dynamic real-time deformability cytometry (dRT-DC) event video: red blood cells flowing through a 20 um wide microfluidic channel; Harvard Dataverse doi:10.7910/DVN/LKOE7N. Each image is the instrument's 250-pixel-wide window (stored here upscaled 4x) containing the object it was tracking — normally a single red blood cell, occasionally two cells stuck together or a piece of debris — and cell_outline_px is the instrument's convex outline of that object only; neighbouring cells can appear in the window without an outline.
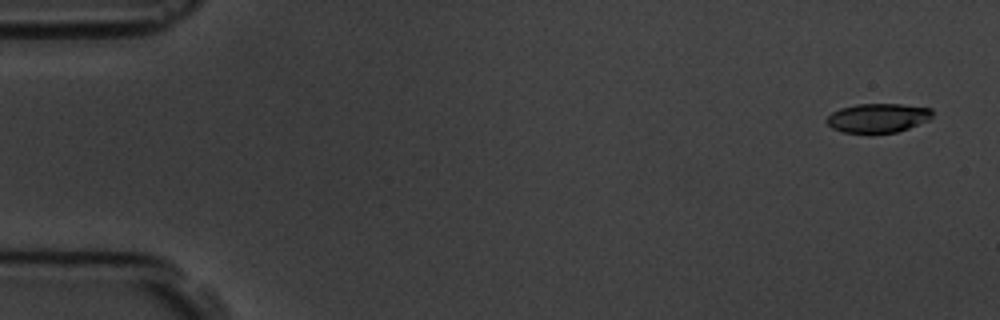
{"species": "common noctule bat (a hibernating species)", "species_latin": "Nyctalus noctula", "temperature_condition": "room temperature", "stored_images_in_passage": 6, "camera_frame_rate_fps": 3000, "um_per_image_px": 0.085, "animal": {"sex": "male", "body_mass_g": 19.5, "forearm_length_mm": 54.6}, "frame": {"image": 1, "passage_image": 1, "time_ms": 0.0, "image_size_px": [1000, 320], "cell_outline_px": [[932, 116], [928, 120], [908, 128], [896, 132], [844, 132], [832, 128], [824, 120], [832, 112], [840, 108], [856, 104], [900, 104], [932, 108]], "centroid_in_image_um": [74.6, 10.01], "position_along_channel_um": 10.4, "area_um2": 17.74}}